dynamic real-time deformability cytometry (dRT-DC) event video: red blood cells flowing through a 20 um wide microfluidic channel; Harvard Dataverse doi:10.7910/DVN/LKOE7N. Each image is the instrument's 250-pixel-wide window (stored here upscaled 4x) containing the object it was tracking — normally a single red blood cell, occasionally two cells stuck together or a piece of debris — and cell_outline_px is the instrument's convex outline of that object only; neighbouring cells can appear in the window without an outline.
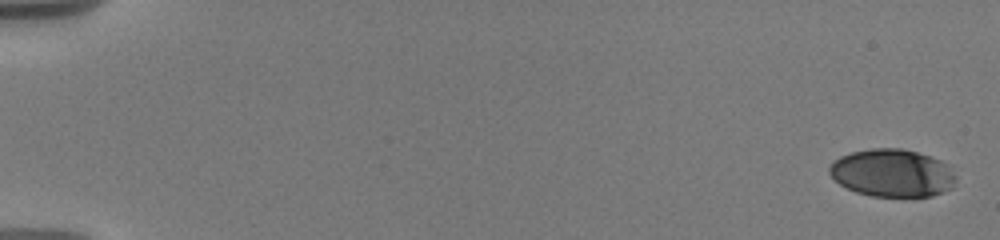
{"species": "human", "species_latin": "Homo sapiens", "temperature_condition": "warm", "stored_images_in_passage": 84, "camera_frame_rate_fps": 3000, "um_per_image_px": 0.085, "donor": {"sex": "male"}, "frame": {"image": 1, "passage_image": 1, "time_ms": 0.0, "image_size_px": [1000, 240], "cell_outline_px": [[956, 180], [952, 188], [944, 192], [932, 196], [872, 196], [856, 192], [840, 184], [828, 172], [828, 168], [832, 160], [840, 156], [852, 152], [872, 148], [900, 148], [916, 152], [940, 160], [956, 176]], "centroid_in_image_um": [75.81, 14.71], "position_along_channel_um": 9.2, "area_um2": 35.03}}
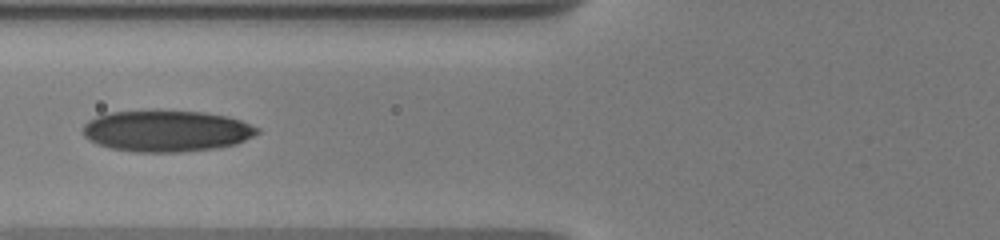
{"frame": {"image": 2, "passage_image": 37, "time_ms": 7.667, "image_size_px": [1000, 240], "cell_outline_px": [[260, 132], [236, 144], [220, 148], [180, 152], [136, 152], [112, 148], [96, 144], [88, 140], [84, 136], [84, 124], [88, 120], [96, 116], [112, 112], [152, 108], [160, 108], [204, 112], [228, 116], [240, 120], [260, 128]], "centroid_in_image_um": [14.15, 11.1], "position_along_channel_um": 111.7, "area_um2": 43.12}}
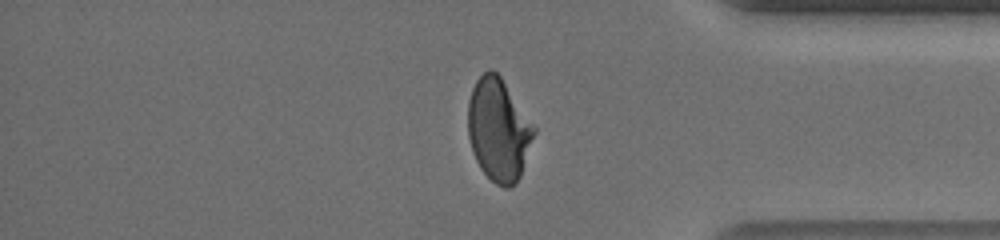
{"frame": {"image": 3, "passage_image": 69, "time_ms": 15.667, "image_size_px": [1000, 240], "cell_outline_px": [[536, 132], [520, 176], [508, 188], [504, 188], [496, 184], [480, 168], [476, 160], [468, 136], [468, 100], [472, 88], [476, 80], [488, 68], [492, 68], [500, 76], [536, 128]], "centroid_in_image_um": [42.37, 11.01], "position_along_channel_um": 392.8, "area_um2": 39.19}, "authors_computed_cell_mechanics": {"area_um2": 38.9572, "velocity_mm_per_s": 3.6749, "shape_relaxation_time_tau1_ms": 7.0448, "shape_relaxation_time_tau2_ms": 1.1566, "deformation_change_tau1": 0.2327, "deformation_change_tau2": 0.0656}}